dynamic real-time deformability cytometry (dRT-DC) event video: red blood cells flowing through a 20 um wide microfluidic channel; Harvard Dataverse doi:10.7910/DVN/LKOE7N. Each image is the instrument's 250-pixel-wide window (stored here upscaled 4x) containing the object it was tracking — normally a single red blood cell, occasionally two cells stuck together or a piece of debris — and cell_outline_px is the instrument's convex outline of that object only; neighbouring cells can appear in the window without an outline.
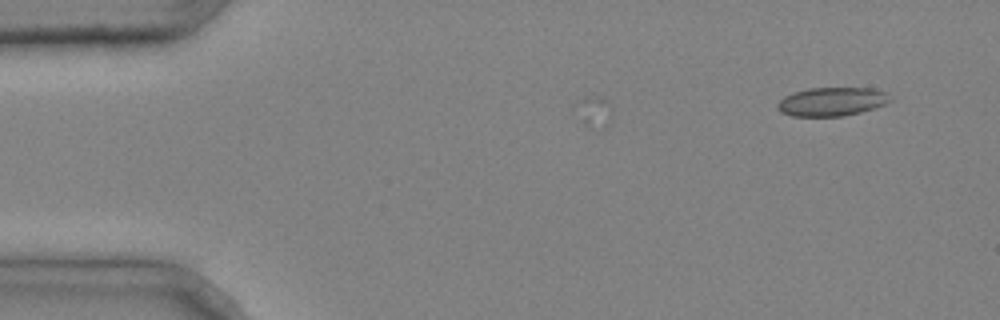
{"species": "common noctule bat (a hibernating species)", "species_latin": "Nyctalus noctula", "temperature_condition": "cold", "stored_images_in_passage": 4, "camera_frame_rate_fps": 3000, "um_per_image_px": 0.085, "animal": {"sex": "male", "body_mass_g": 20.4}, "frame": {"image": 1, "passage_image": 1, "time_ms": 0.0, "image_size_px": [1000, 320], "cell_outline_px": [[892, 100], [884, 104], [860, 112], [844, 116], [792, 116], [780, 112], [776, 108], [776, 104], [784, 96], [792, 92], [808, 88], [872, 88], [888, 92]], "centroid_in_image_um": [70.68, 8.63], "position_along_channel_um": 14.3, "area_um2": 18.96}}